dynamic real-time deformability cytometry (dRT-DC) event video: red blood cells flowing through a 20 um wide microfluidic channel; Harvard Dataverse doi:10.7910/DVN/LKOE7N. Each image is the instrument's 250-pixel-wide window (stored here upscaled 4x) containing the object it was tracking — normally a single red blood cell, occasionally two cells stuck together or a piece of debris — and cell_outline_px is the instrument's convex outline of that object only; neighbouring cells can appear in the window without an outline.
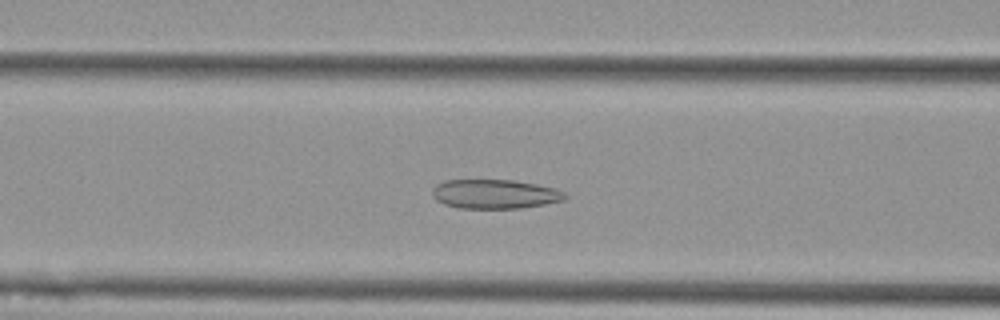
{"species": "Egyptian fruit bat (a non-hibernating species)", "species_latin": "Rousettus aegyptiacus", "temperature_condition": "cold", "stored_images_in_passage": 25, "camera_frame_rate_fps": 3000, "um_per_image_px": 0.085, "animal": {"sex": "female"}, "frame": {"image": 1, "passage_image": 22, "time_ms": 7.0, "image_size_px": [1000, 320], "cell_outline_px": [[568, 196], [564, 200], [544, 204], [520, 208], [456, 208], [444, 204], [436, 200], [432, 196], [432, 188], [436, 184], [444, 180], [512, 180], [536, 184], [556, 188], [564, 192]], "centroid_in_image_um": [42.04, 16.49], "position_along_channel_um": 124.6, "area_um2": 22.72}}
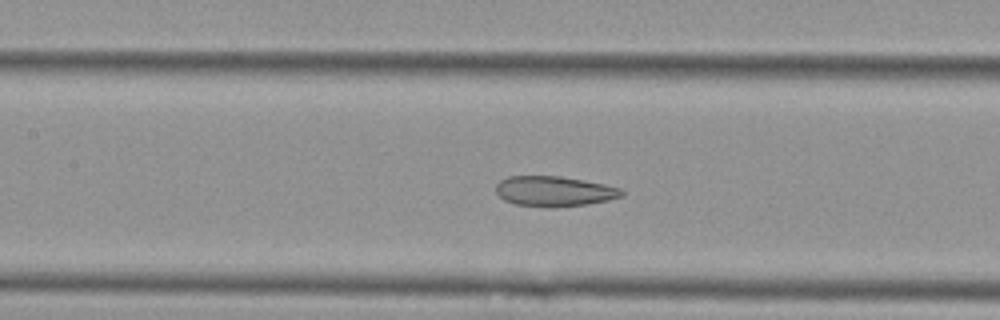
{"frame": {"image": 2, "passage_image": 25, "time_ms": 8.0, "image_size_px": [1000, 320], "cell_outline_px": [[624, 196], [608, 200], [588, 204], [556, 208], [548, 208], [516, 204], [504, 200], [496, 192], [496, 184], [500, 180], [508, 176], [560, 176], [604, 184], [620, 188], [624, 192]], "centroid_in_image_um": [47.11, 16.27], "position_along_channel_um": 160.3, "area_um2": 22.31}}